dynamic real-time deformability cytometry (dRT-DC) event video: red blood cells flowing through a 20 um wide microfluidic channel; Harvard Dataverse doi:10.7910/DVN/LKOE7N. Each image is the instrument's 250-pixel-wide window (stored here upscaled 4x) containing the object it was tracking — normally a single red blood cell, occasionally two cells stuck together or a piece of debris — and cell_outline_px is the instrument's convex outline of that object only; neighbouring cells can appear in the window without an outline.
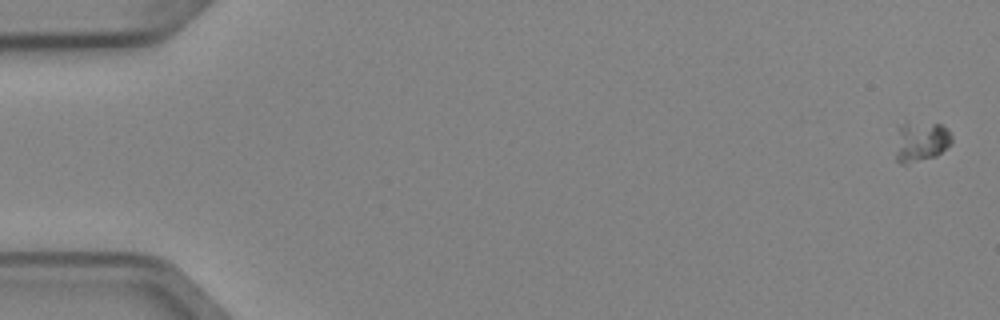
{"species": "Egyptian fruit bat (a non-hibernating species)", "species_latin": "Rousettus aegyptiacus", "temperature_condition": "cold", "stored_images_in_passage": 5, "camera_frame_rate_fps": 3000, "um_per_image_px": 0.085, "animal": {"sex": "female"}, "frame": {"image": 1, "passage_image": 1, "time_ms": 0.0, "image_size_px": [1000, 320], "cell_outline_px": [[952, 144], [936, 156], [908, 164], [900, 164], [896, 160], [896, 152], [900, 128], [904, 124], [940, 124], [948, 128], [952, 136]], "centroid_in_image_um": [78.34, 12.08], "position_along_channel_um": 6.7, "area_um2": 12.83}}
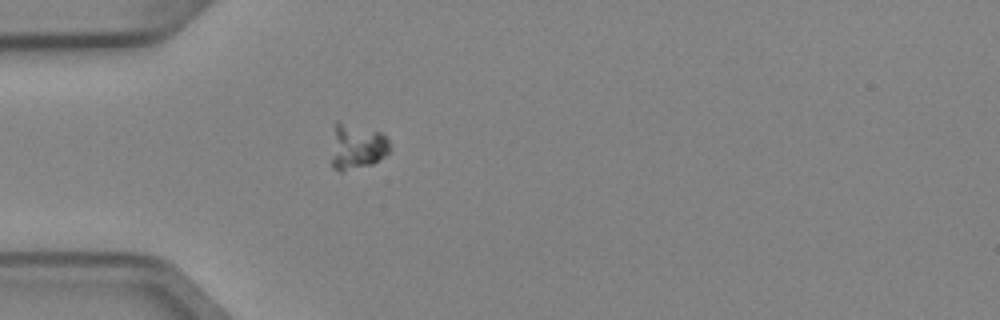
{"frame": {"image": 2, "passage_image": 5, "time_ms": 1.333, "image_size_px": [1000, 320], "cell_outline_px": [[388, 152], [384, 156], [372, 164], [344, 172], [340, 172], [332, 168], [332, 124], [336, 120], [380, 132], [388, 140]], "centroid_in_image_um": [30.26, 12.46], "position_along_channel_um": 54.7, "area_um2": 15.66}}